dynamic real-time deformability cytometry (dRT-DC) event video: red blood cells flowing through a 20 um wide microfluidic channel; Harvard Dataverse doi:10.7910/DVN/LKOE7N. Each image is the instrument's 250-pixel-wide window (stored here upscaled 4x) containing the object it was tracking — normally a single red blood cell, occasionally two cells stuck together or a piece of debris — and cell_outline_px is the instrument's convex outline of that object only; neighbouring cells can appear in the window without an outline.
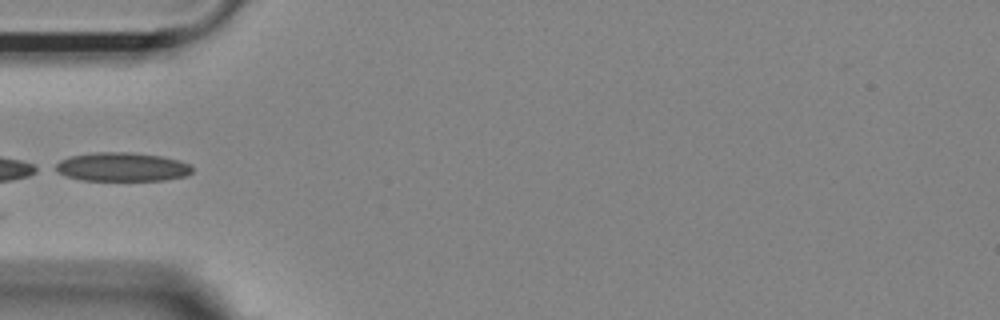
{"species": "Egyptian fruit bat (a non-hibernating species)", "species_latin": "Rousettus aegyptiacus", "temperature_condition": "room temperature", "stored_images_in_passage": 24, "camera_frame_rate_fps": 3000, "um_per_image_px": 0.085, "animal": {"sex": "female"}, "frame": {"image": 1, "passage_image": 1, "time_ms": 0.0, "image_size_px": [1000, 320], "cell_outline_px": [[192, 172], [188, 176], [164, 180], [80, 180], [64, 176], [48, 168], [60, 160], [72, 156], [96, 152], [128, 152], [160, 156], [180, 160], [192, 164]], "centroid_in_image_um": [10.33, 14.19], "position_along_channel_um": 74.7, "area_um2": 23.35}}
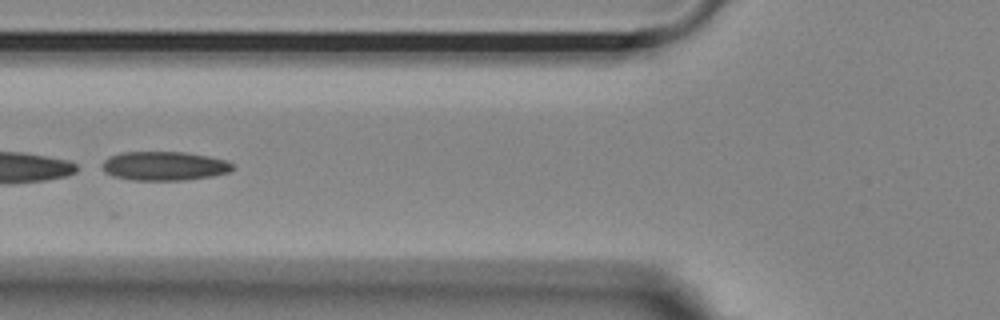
{"frame": {"image": 2, "passage_image": 4, "time_ms": 1.0, "image_size_px": [1000, 320], "cell_outline_px": [[232, 168], [228, 172], [212, 176], [184, 180], [132, 180], [112, 176], [104, 172], [100, 164], [108, 156], [124, 152], [184, 152], [208, 156], [224, 160], [232, 164]], "centroid_in_image_um": [13.89, 14.11], "position_along_channel_um": 111.9, "area_um2": 22.02}}
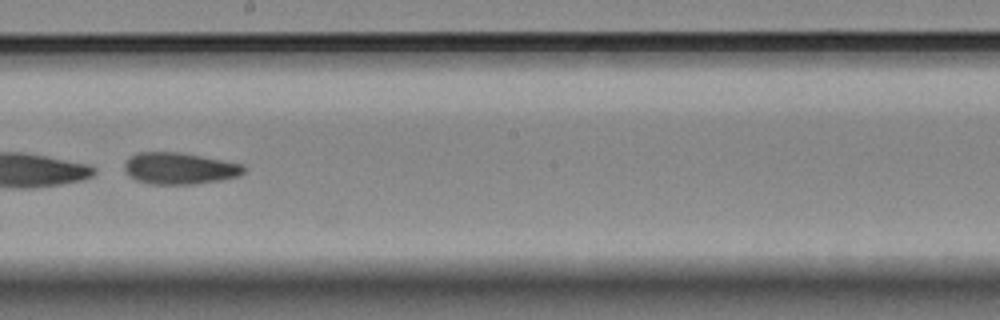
{"frame": {"image": 3, "passage_image": 14, "time_ms": 4.333, "image_size_px": [1000, 320], "cell_outline_px": [[244, 172], [240, 176], [220, 180], [196, 184], [152, 184], [136, 180], [128, 176], [124, 172], [124, 164], [128, 156], [136, 152], [176, 152], [200, 156], [244, 164]], "centroid_in_image_um": [15.21, 14.31], "position_along_channel_um": 233.0, "area_um2": 22.14}}